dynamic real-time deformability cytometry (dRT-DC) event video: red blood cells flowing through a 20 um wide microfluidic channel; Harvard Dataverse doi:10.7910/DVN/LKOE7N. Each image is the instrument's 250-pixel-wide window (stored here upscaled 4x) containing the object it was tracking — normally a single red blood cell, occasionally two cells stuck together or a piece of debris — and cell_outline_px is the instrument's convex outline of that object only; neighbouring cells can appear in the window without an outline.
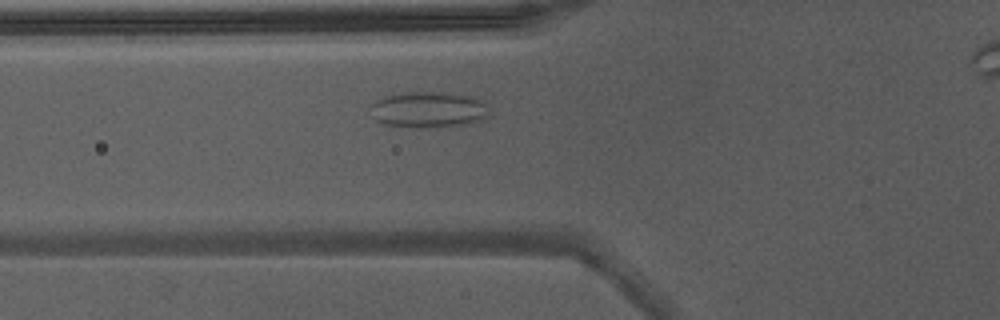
{"species": "Egyptian fruit bat (a non-hibernating species)", "species_latin": "Rousettus aegyptiacus", "temperature_condition": "warm", "stored_images_in_passage": 32, "camera_frame_rate_fps": 3000, "um_per_image_px": 0.085, "animal": {"sex": "male"}, "frame": {"image": 1, "passage_image": 5, "time_ms": 1.333, "image_size_px": [1000, 320], "cell_outline_px": [[488, 116], [480, 120], [464, 124], [420, 128], [412, 128], [384, 124], [376, 120], [372, 116], [368, 104], [376, 100], [388, 96], [408, 92], [440, 92], [472, 96], [488, 104]], "centroid_in_image_um": [36.38, 9.32], "position_along_channel_um": 89.4, "area_um2": 24.97}}
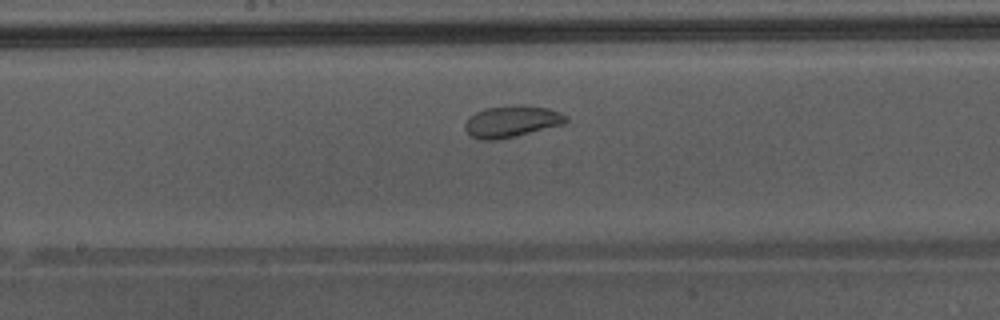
{"frame": {"image": 2, "passage_image": 13, "time_ms": 4.0, "image_size_px": [1000, 320], "cell_outline_px": [[568, 120], [564, 124], [496, 140], [480, 140], [472, 136], [464, 128], [464, 124], [468, 116], [484, 108], [520, 104], [524, 104], [548, 108], [560, 112], [568, 116]], "centroid_in_image_um": [43.48, 10.3], "position_along_channel_um": 204.7, "area_um2": 18.67}}
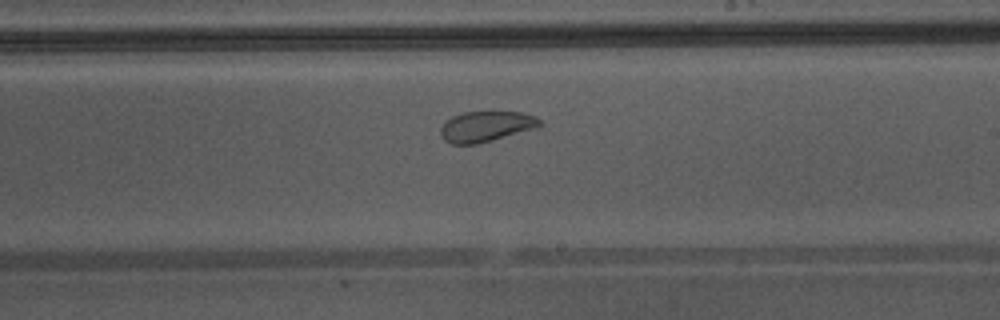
{"frame": {"image": 3, "passage_image": 16, "time_ms": 5.0, "image_size_px": [1000, 320], "cell_outline_px": [[544, 124], [536, 128], [492, 140], [476, 144], [452, 144], [444, 140], [440, 136], [440, 128], [444, 120], [452, 116], [464, 112], [524, 112], [536, 116]], "centroid_in_image_um": [41.3, 10.74], "position_along_channel_um": 247.7, "area_um2": 17.8}}